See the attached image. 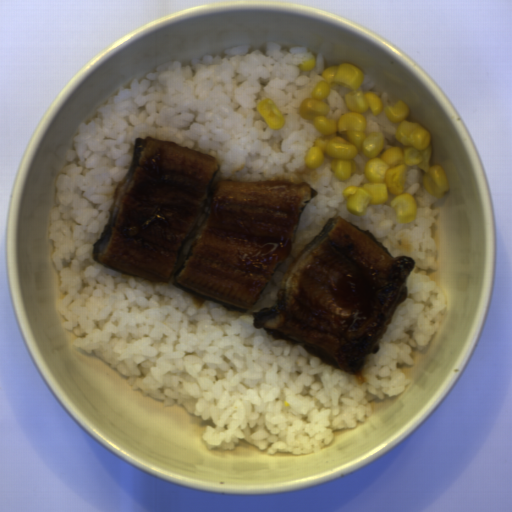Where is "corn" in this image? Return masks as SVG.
Returning <instances> with one entry per match:
<instances>
[{"label": "corn", "mask_w": 512, "mask_h": 512, "mask_svg": "<svg viewBox=\"0 0 512 512\" xmlns=\"http://www.w3.org/2000/svg\"><path fill=\"white\" fill-rule=\"evenodd\" d=\"M309 98L300 102L298 113L312 122L322 135L316 137L303 158L308 169L320 168L325 155L332 158L333 175L339 182L350 179L358 172L354 160L361 152L369 158L363 167L366 182L362 186L351 185L343 189L345 208L351 214L365 217L368 208L387 203L390 194L395 195L390 206L394 209L395 223L408 224L416 220L418 204L415 197L404 192L405 172L408 166H417L424 174L422 185L433 197L443 198L451 191L450 181L440 165H431L433 147L431 134L415 121H408L410 109L404 101L384 108L378 93L363 92V71L350 63H339L324 68ZM352 89L345 95L349 111L338 120L327 118L329 106L324 102L333 85ZM371 108L373 115L385 112L392 123H400L396 137L403 146H391L383 151L385 135L372 132L367 135L366 119L361 113Z\"/></svg>", "instance_id": "obj_1"}, {"label": "corn", "mask_w": 512, "mask_h": 512, "mask_svg": "<svg viewBox=\"0 0 512 512\" xmlns=\"http://www.w3.org/2000/svg\"><path fill=\"white\" fill-rule=\"evenodd\" d=\"M256 107L270 129L278 130L283 128L286 119L275 102L266 97L261 99Z\"/></svg>", "instance_id": "obj_2"}, {"label": "corn", "mask_w": 512, "mask_h": 512, "mask_svg": "<svg viewBox=\"0 0 512 512\" xmlns=\"http://www.w3.org/2000/svg\"><path fill=\"white\" fill-rule=\"evenodd\" d=\"M315 65H316V61H315V56H314L311 59H309L308 61L299 63L297 65V67L301 72H309L312 69H314Z\"/></svg>", "instance_id": "obj_3"}]
</instances>
